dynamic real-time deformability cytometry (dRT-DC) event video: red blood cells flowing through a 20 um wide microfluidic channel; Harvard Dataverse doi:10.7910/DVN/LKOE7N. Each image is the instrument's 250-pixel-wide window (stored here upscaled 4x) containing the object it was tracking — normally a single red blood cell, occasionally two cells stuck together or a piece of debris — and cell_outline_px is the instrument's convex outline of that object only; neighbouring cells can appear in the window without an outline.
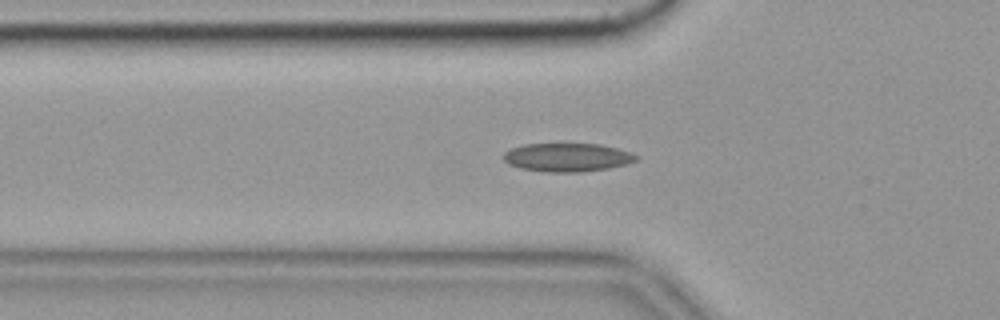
{"species": "common noctule bat (a hibernating species)", "species_latin": "Nyctalus noctula", "temperature_condition": "cold", "stored_images_in_passage": 45, "camera_frame_rate_fps": 3000, "um_per_image_px": 0.085, "animal": {"sex": "female", "body_mass_g": 19.9}, "frame": {"image": 1, "passage_image": 7, "time_ms": 2.0, "image_size_px": [1000, 320], "cell_outline_px": [[640, 156], [636, 160], [624, 164], [608, 168], [580, 172], [548, 172], [520, 168], [508, 164], [504, 160], [504, 152], [512, 148], [524, 144], [600, 144], [616, 148]], "centroid_in_image_um": [48.19, 13.37], "position_along_channel_um": 77.6, "area_um2": 21.79}, "authors_computed_cell_mechanics": {"area_um2": 20.3456, "velocity_mm_per_s": 3.5385, "shape_relaxation_time_tau1_ms": null, "shape_relaxation_time_tau2_ms": 4.0194, "deformation_change_tau1": null, "deformation_change_tau2": 0.097}}